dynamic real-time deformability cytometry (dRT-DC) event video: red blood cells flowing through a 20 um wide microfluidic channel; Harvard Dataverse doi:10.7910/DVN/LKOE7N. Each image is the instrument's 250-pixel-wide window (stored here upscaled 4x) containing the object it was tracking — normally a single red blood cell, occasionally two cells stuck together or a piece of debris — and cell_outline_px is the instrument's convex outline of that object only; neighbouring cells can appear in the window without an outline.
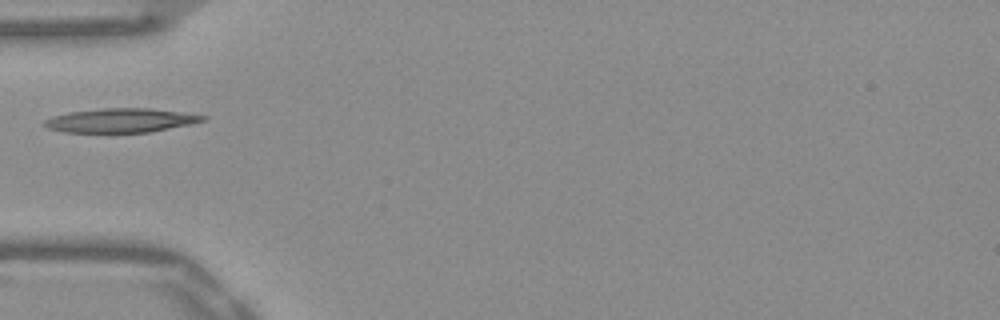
{"species": "Egyptian fruit bat (a non-hibernating species)", "species_latin": "Rousettus aegyptiacus", "temperature_condition": "warm", "stored_images_in_passage": 36, "camera_frame_rate_fps": 3000, "um_per_image_px": 0.085, "frame": {"image": 1, "passage_image": 1, "time_ms": 0.0, "image_size_px": [1000, 320], "cell_outline_px": [[208, 120], [192, 124], [152, 132], [64, 132], [48, 128], [40, 124], [44, 120], [52, 116], [68, 112], [104, 108], [148, 108], [208, 116]], "centroid_in_image_um": [10.26, 10.24], "position_along_channel_um": 74.7, "area_um2": 22.31}}
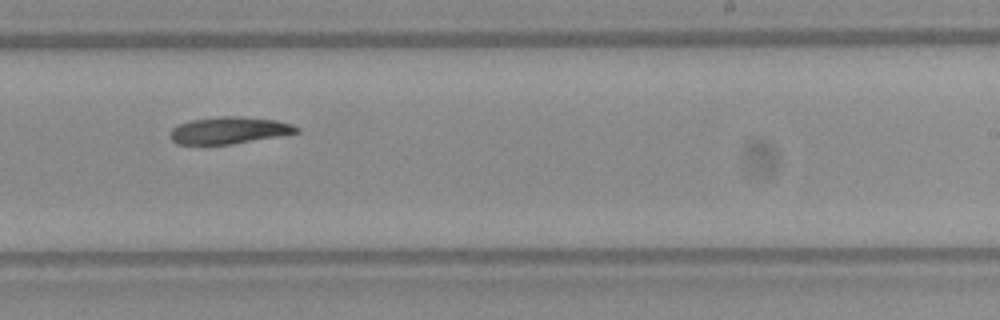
{"frame": {"image": 2, "passage_image": 16, "time_ms": 5.0, "image_size_px": [1000, 320], "cell_outline_px": [[300, 132], [232, 144], [176, 144], [168, 136], [168, 132], [172, 128], [180, 124], [192, 120], [220, 116], [240, 116], [276, 120], [292, 124], [300, 128]], "centroid_in_image_um": [19.45, 11.08], "position_along_channel_um": 269.5, "area_um2": 19.83}}
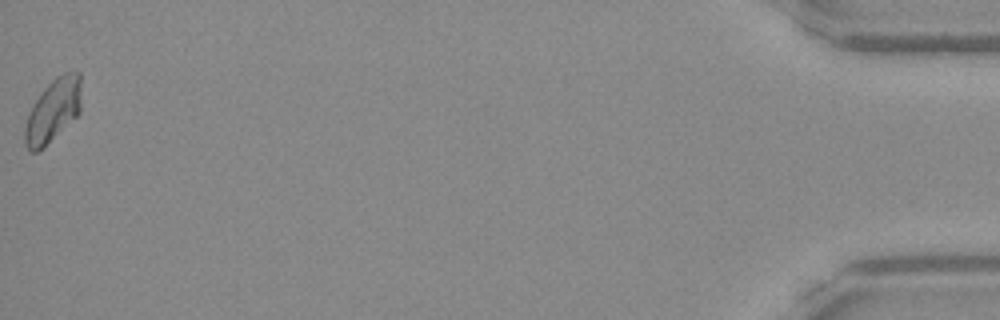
{"frame": {"image": 3, "passage_image": 36, "time_ms": 11.667, "image_size_px": [1000, 320], "cell_outline_px": [[80, 112], [76, 116], [36, 152], [32, 152], [24, 144], [24, 128], [28, 112], [44, 88], [56, 76], [64, 72], [80, 72]], "centroid_in_image_um": [4.49, 9.35], "position_along_channel_um": 430.7, "area_um2": 20.23}}